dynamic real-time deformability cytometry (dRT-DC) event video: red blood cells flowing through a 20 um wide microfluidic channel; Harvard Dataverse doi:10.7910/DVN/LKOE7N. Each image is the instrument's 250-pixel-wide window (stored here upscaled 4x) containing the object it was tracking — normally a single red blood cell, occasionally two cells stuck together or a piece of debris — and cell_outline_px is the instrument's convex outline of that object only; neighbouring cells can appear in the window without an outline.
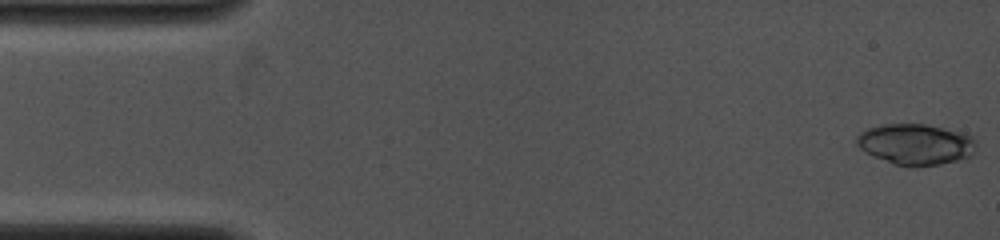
{"species": "common noctule bat (a hibernating species)", "species_latin": "Nyctalus noctula", "temperature_condition": "cold", "stored_images_in_passage": 6, "camera_frame_rate_fps": 4000, "um_per_image_px": 0.085, "animal": {"sex": "female", "body_mass_g": 19.0, "forearm_length_mm": 53.3}, "frame": {"image": 1, "passage_image": 1, "time_ms": 0.0, "image_size_px": [1000, 240], "cell_outline_px": [[976, 144], [972, 156], [964, 160], [940, 164], [896, 164], [864, 152], [856, 144], [856, 136], [860, 132], [868, 128], [884, 124], [924, 124], [964, 132], [972, 136]], "centroid_in_image_um": [77.86, 12.23], "position_along_channel_um": 7.1, "area_um2": 28.21}}
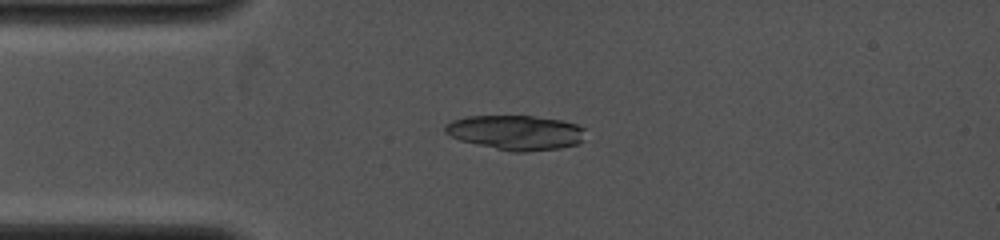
{"frame": {"image": 2, "passage_image": 6, "time_ms": 3.25, "image_size_px": [1000, 240], "cell_outline_px": [[584, 140], [576, 144], [560, 148], [524, 152], [512, 152], [460, 140], [444, 132], [444, 124], [452, 120], [468, 116], [532, 116], [560, 120], [576, 124], [584, 128]], "centroid_in_image_um": [43.84, 11.26], "position_along_channel_um": 41.2, "area_um2": 28.26}}